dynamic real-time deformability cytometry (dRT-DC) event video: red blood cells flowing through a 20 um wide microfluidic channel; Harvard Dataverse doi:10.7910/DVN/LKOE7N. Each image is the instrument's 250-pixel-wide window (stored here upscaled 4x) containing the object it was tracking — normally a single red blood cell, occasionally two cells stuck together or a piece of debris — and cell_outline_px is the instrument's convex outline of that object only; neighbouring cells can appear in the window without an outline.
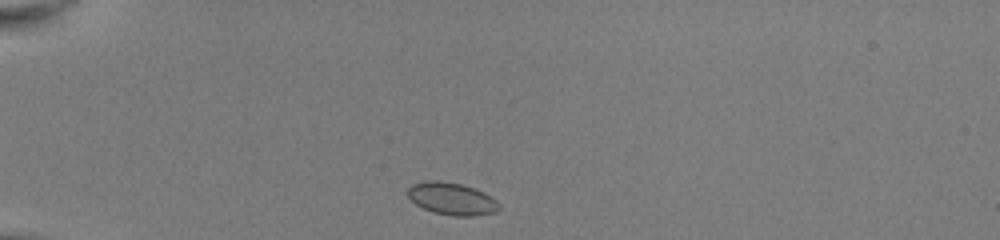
{"species": "common noctule bat (a hibernating species)", "species_latin": "Nyctalus noctula", "temperature_condition": "room temperature", "stored_images_in_passage": 31, "camera_frame_rate_fps": 3000, "um_per_image_px": 0.085, "animal": {"sex": "female", "body_mass_g": 22.0, "forearm_length_mm": 56.7}, "frame": {"image": 1, "passage_image": 1, "time_ms": 0.0, "image_size_px": [1000, 240], "cell_outline_px": [[500, 208], [496, 212], [472, 216], [452, 216], [436, 212], [424, 208], [416, 204], [408, 196], [408, 188], [412, 184], [428, 180], [436, 180], [460, 184], [484, 192], [496, 200], [500, 204]], "centroid_in_image_um": [38.42, 16.89], "position_along_channel_um": 46.6, "area_um2": 16.99}}
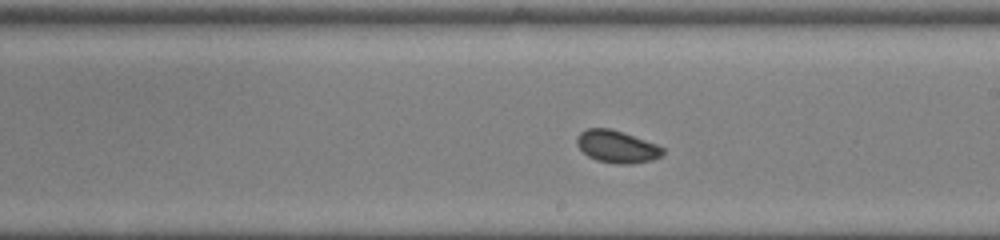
{"frame": {"image": 2, "passage_image": 18, "time_ms": 5.667, "image_size_px": [1000, 240], "cell_outline_px": [[664, 152], [660, 156], [652, 160], [632, 164], [616, 164], [596, 160], [588, 156], [576, 144], [576, 136], [580, 132], [588, 128], [608, 128], [656, 144], [664, 148]], "centroid_in_image_um": [52.4, 12.48], "position_along_channel_um": 236.6, "area_um2": 16.01}}
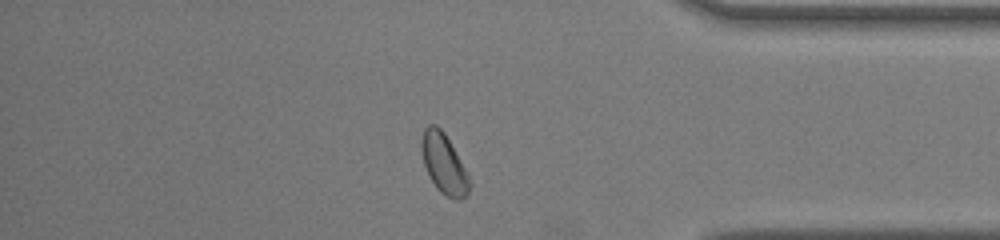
{"frame": {"image": 3, "passage_image": 31, "time_ms": 10.0, "image_size_px": [1000, 240], "cell_outline_px": [[472, 184], [468, 192], [460, 200], [452, 200], [440, 192], [436, 188], [428, 176], [424, 164], [420, 148], [420, 140], [424, 128], [428, 124], [436, 124], [444, 132], [468, 172]], "centroid_in_image_um": [37.73, 13.92], "position_along_channel_um": 397.5, "area_um2": 17.17}, "authors_computed_cell_mechanics": {"area_um2": 16.0684, "velocity_mm_per_s": 4.0325, "shape_relaxation_time_tau1_ms": null, "shape_relaxation_time_tau2_ms": 1.2394, "deformation_change_tau1": null, "deformation_change_tau2": 0.0378}}